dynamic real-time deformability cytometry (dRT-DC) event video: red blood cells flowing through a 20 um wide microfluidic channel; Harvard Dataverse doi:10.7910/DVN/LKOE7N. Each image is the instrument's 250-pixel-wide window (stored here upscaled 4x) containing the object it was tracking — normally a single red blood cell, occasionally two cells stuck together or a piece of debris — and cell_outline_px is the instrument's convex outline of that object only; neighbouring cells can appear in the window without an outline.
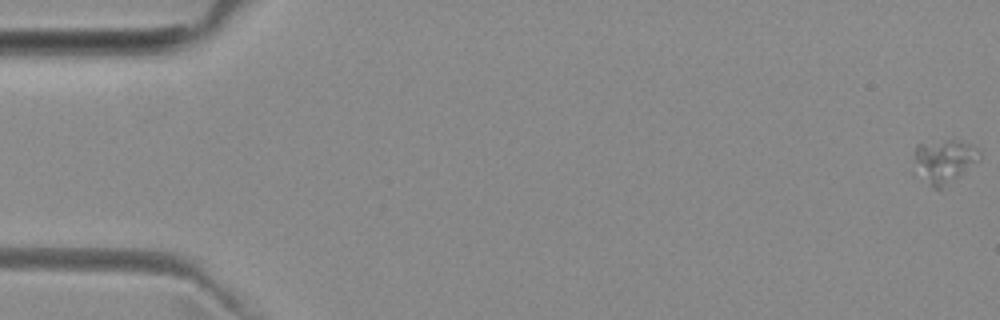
{"species": "common noctule bat (a hibernating species)", "species_latin": "Nyctalus noctula", "temperature_condition": "room temperature", "stored_images_in_passage": 4, "camera_frame_rate_fps": 3000, "um_per_image_px": 0.085, "animal": {"sex": "female", "body_mass_g": 29.2, "forearm_length_mm": 56.3}, "frame": {"image": 1, "passage_image": 1, "time_ms": 0.0, "image_size_px": [1000, 320], "cell_outline_px": [[980, 160], [940, 188], [932, 188], [912, 172], [916, 144], [952, 140], [968, 144], [976, 148], [980, 152]], "centroid_in_image_um": [80.16, 13.71], "position_along_channel_um": 4.8, "area_um2": 16.47}}